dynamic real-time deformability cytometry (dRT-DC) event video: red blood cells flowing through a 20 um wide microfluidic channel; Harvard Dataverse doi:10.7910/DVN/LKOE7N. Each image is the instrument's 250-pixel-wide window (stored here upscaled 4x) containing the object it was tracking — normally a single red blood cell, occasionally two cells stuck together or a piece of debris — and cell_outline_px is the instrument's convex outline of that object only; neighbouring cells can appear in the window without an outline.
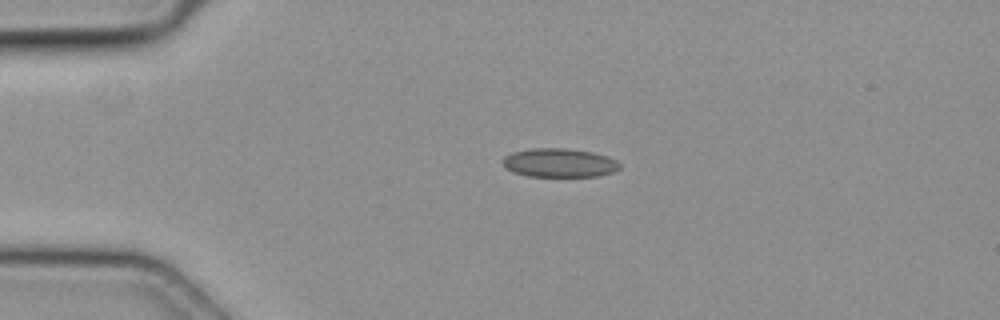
{"species": "common noctule bat (a hibernating species)", "species_latin": "Nyctalus noctula", "temperature_condition": "cold", "stored_images_in_passage": 53, "camera_frame_rate_fps": 3000, "um_per_image_px": 0.085, "animal": {"sex": "female", "body_mass_g": 19.3, "forearm_length_mm": 54.1}, "frame": {"image": 1, "passage_image": 12, "time_ms": 3.667, "image_size_px": [1000, 320], "cell_outline_px": [[620, 168], [612, 172], [600, 176], [528, 176], [512, 172], [504, 168], [500, 164], [500, 160], [504, 156], [512, 152], [528, 148], [568, 148], [592, 152], [608, 156], [616, 160], [620, 164]], "centroid_in_image_um": [47.48, 13.83], "position_along_channel_um": 37.5, "area_um2": 20.0}}
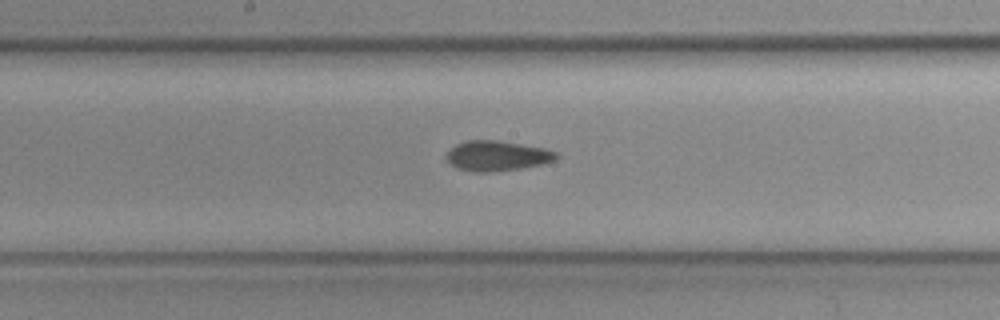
{"frame": {"image": 2, "passage_image": 28, "time_ms": 9.0, "image_size_px": [1000, 320], "cell_outline_px": [[560, 156], [556, 160], [540, 164], [520, 168], [488, 172], [476, 172], [456, 168], [448, 160], [448, 152], [456, 144], [464, 140], [500, 140], [544, 148], [556, 152]], "centroid_in_image_um": [42.27, 13.23], "position_along_channel_um": 205.9, "area_um2": 19.13}}
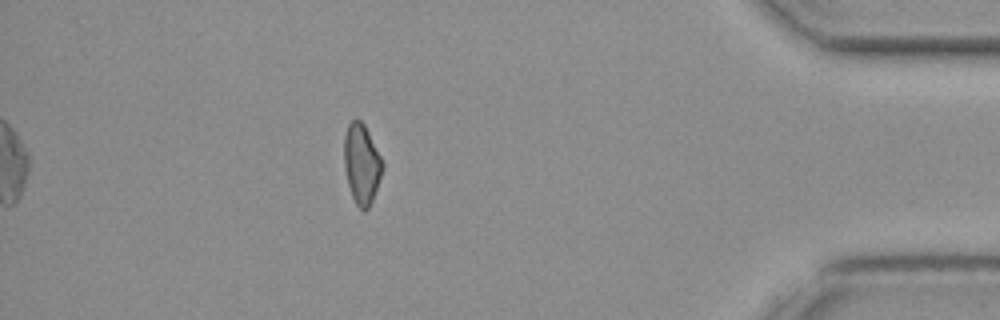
{"frame": {"image": 3, "passage_image": 47, "time_ms": 15.333, "image_size_px": [1000, 320], "cell_outline_px": [[384, 168], [372, 200], [368, 208], [364, 212], [356, 204], [352, 196], [348, 184], [344, 168], [344, 136], [348, 124], [352, 120], [360, 120], [364, 124], [384, 164]], "centroid_in_image_um": [30.73, 13.94], "position_along_channel_um": 404.5, "area_um2": 17.74}}